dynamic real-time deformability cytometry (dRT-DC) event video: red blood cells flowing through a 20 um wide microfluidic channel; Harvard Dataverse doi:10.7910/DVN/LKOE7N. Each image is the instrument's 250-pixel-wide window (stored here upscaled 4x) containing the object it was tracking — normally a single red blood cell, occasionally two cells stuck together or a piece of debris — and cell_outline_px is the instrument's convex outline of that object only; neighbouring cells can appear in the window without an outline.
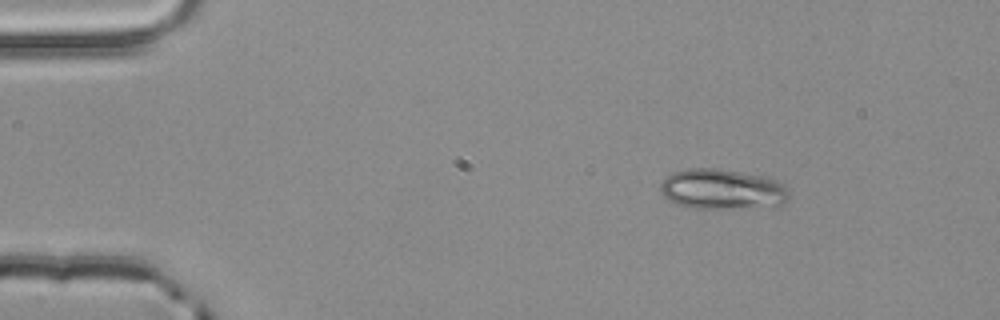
{"species": "common noctule bat (a hibernating species)", "species_latin": "Nyctalus noctula", "temperature_condition": "room temperature", "stored_images_in_passage": 3, "camera_frame_rate_fps": 3000, "um_per_image_px": 0.085, "animal": {"sex": "male", "body_mass_g": 20.4}, "frame": {"image": 1, "passage_image": 1, "time_ms": 0.0, "image_size_px": [1000, 320], "cell_outline_px": [[788, 200], [776, 208], [692, 208], [676, 204], [668, 200], [660, 192], [660, 184], [672, 172], [688, 168], [716, 168], [760, 176], [776, 180], [784, 184], [788, 188]], "centroid_in_image_um": [61.41, 16.11], "position_along_channel_um": 23.6, "area_um2": 30.52}}